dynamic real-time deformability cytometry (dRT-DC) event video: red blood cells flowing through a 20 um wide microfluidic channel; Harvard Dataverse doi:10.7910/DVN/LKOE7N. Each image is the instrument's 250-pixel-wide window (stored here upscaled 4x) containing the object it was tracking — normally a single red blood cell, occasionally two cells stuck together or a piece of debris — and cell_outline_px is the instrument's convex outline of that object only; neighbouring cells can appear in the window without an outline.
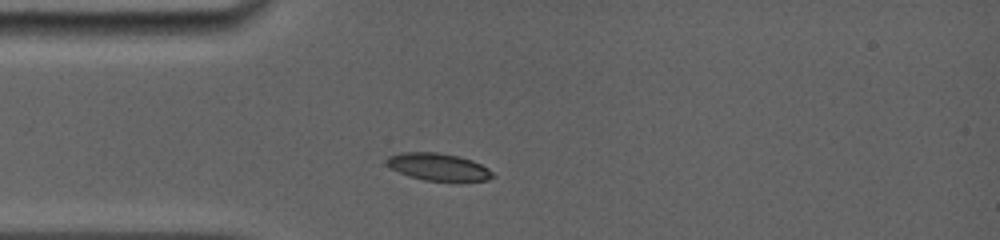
{"species": "common noctule bat (a hibernating species)", "species_latin": "Nyctalus noctula", "temperature_condition": "room temperature", "stored_images_in_passage": 11, "camera_frame_rate_fps": 5000, "um_per_image_px": 0.085, "animal": {"sex": "female", "body_mass_g": 19.0, "forearm_length_mm": 56.7}, "frame": {"image": 1, "passage_image": 2, "time_ms": 0.8, "image_size_px": [1000, 240], "cell_outline_px": [[496, 176], [488, 180], [424, 180], [408, 176], [392, 168], [384, 160], [388, 156], [404, 152], [436, 152], [460, 156], [472, 160], [488, 168]], "centroid_in_image_um": [37.26, 14.17], "position_along_channel_um": 47.7, "area_um2": 16.65}}
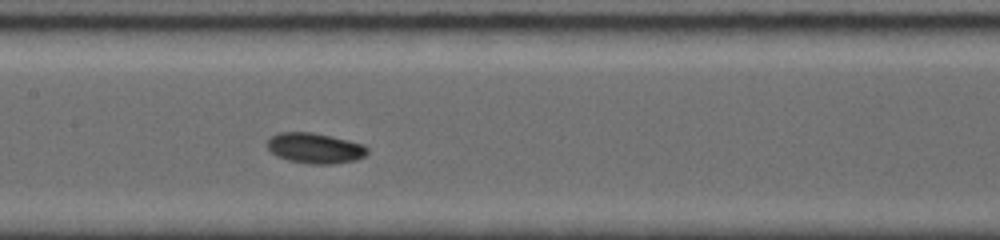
{"frame": {"image": 2, "passage_image": 7, "time_ms": 4.4, "image_size_px": [1000, 240], "cell_outline_px": [[368, 152], [364, 156], [356, 160], [332, 164], [312, 164], [288, 160], [276, 156], [268, 148], [268, 140], [272, 136], [280, 132], [312, 132], [332, 136], [364, 144], [368, 148]], "centroid_in_image_um": [26.8, 12.59], "position_along_channel_um": 180.6, "area_um2": 17.74}}
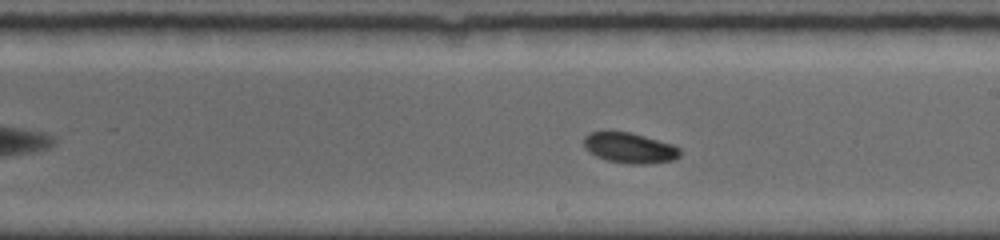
{"frame": {"image": 3, "passage_image": 10, "time_ms": 5.8, "image_size_px": [1000, 240], "cell_outline_px": [[680, 156], [672, 160], [644, 164], [632, 164], [608, 160], [596, 156], [584, 148], [584, 136], [588, 132], [632, 132], [672, 144], [680, 148]], "centroid_in_image_um": [53.51, 12.56], "position_along_channel_um": 235.5, "area_um2": 16.94}}